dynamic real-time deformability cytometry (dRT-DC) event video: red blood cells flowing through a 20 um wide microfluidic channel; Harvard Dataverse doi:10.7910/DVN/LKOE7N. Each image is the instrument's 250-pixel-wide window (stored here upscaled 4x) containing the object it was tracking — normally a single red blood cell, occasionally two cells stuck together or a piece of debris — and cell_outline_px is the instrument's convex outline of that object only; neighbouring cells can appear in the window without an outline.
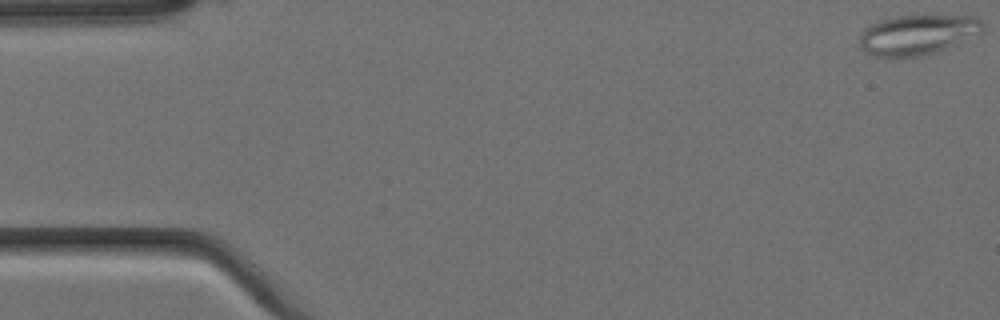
{"species": "Egyptian fruit bat (a non-hibernating species)", "species_latin": "Rousettus aegyptiacus", "temperature_condition": "cold", "stored_images_in_passage": 7, "camera_frame_rate_fps": 3000, "um_per_image_px": 0.085, "animal": {"sex": "female"}, "frame": {"image": 1, "passage_image": 1, "time_ms": 0.0, "image_size_px": [1000, 320], "cell_outline_px": [[984, 32], [956, 44], [936, 52], [920, 56], [876, 56], [868, 52], [860, 44], [860, 36], [864, 28], [880, 20], [896, 16], [972, 16], [980, 20], [984, 24]], "centroid_in_image_um": [78.03, 2.94], "position_along_channel_um": 7.0, "area_um2": 28.32}}
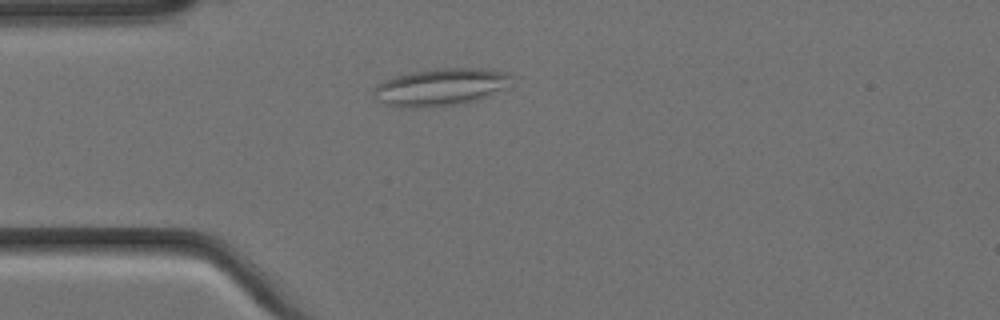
{"frame": {"image": 2, "passage_image": 5, "time_ms": 1.333, "image_size_px": [1000, 320], "cell_outline_px": [[512, 76], [508, 88], [480, 100], [432, 108], [400, 108], [376, 100], [372, 92], [372, 88], [376, 84], [384, 80], [396, 76], [412, 72], [444, 68], [488, 68], [508, 72]], "centroid_in_image_um": [37.48, 7.41], "position_along_channel_um": 47.5, "area_um2": 30.63}}